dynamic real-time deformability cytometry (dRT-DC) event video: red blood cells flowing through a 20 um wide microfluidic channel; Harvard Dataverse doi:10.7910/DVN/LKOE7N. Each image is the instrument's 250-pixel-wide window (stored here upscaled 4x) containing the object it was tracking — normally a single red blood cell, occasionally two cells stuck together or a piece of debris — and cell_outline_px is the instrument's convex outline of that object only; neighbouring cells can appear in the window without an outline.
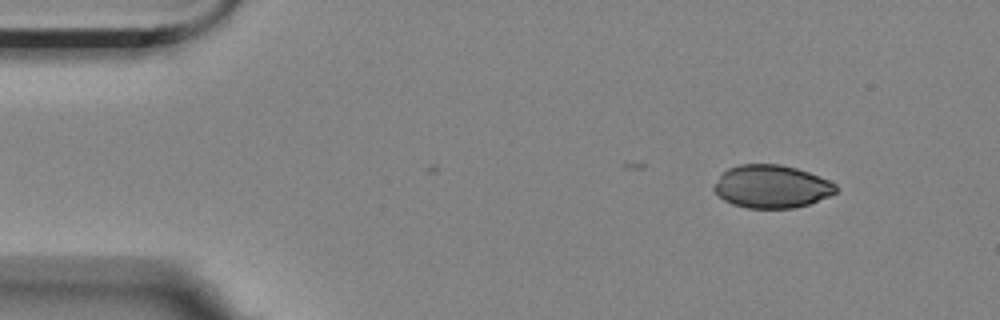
{"species": "Egyptian fruit bat (a non-hibernating species)", "species_latin": "Rousettus aegyptiacus", "temperature_condition": "room temperature", "stored_images_in_passage": 4, "camera_frame_rate_fps": 3000, "um_per_image_px": 0.085, "animal": {"sex": "female"}, "frame": {"image": 1, "passage_image": 1, "time_ms": 0.0, "image_size_px": [1000, 320], "cell_outline_px": [[836, 192], [828, 196], [808, 204], [792, 208], [748, 208], [732, 204], [724, 200], [712, 188], [720, 176], [728, 168], [740, 164], [780, 164], [796, 168], [808, 172], [828, 180], [836, 184]], "centroid_in_image_um": [65.57, 15.85], "position_along_channel_um": 19.4, "area_um2": 30.23}}
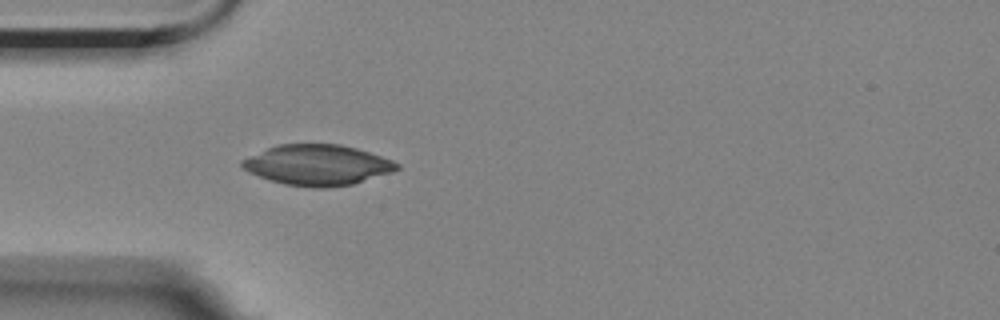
{"frame": {"image": 2, "passage_image": 4, "time_ms": 3.333, "image_size_px": [1000, 320], "cell_outline_px": [[400, 168], [392, 172], [352, 184], [328, 188], [312, 188], [284, 184], [248, 172], [240, 164], [240, 160], [276, 144], [340, 144], [356, 148], [392, 160], [400, 164]], "centroid_in_image_um": [26.98, 14.02], "position_along_channel_um": 58.0, "area_um2": 36.47}}